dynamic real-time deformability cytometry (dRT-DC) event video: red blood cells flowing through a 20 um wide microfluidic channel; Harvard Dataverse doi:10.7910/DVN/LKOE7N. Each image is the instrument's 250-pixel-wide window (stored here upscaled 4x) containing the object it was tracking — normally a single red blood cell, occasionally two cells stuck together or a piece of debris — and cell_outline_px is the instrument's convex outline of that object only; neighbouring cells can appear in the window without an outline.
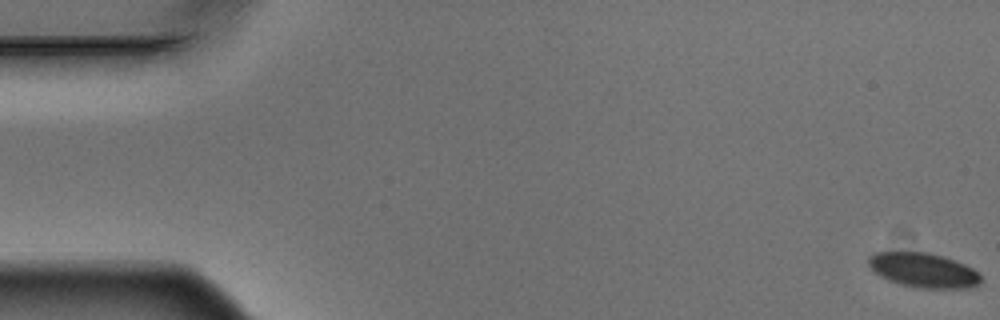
{"species": "Egyptian fruit bat (a non-hibernating species)", "species_latin": "Rousettus aegyptiacus", "temperature_condition": "warm", "stored_images_in_passage": 9, "segment_of_instrument_passage": [1, 2], "camera_frame_rate_fps": 3000, "um_per_image_px": 0.085, "animal": {"sex": "male"}, "frame": {"image": 1, "passage_image": 1, "time_ms": 0.0, "image_size_px": [1000, 320], "cell_outline_px": [[980, 284], [968, 288], [916, 288], [900, 284], [888, 280], [880, 276], [868, 264], [868, 256], [876, 252], [928, 252], [964, 264], [972, 268], [980, 276]], "centroid_in_image_um": [78.46, 22.97], "position_along_channel_um": 6.5, "area_um2": 22.43}}
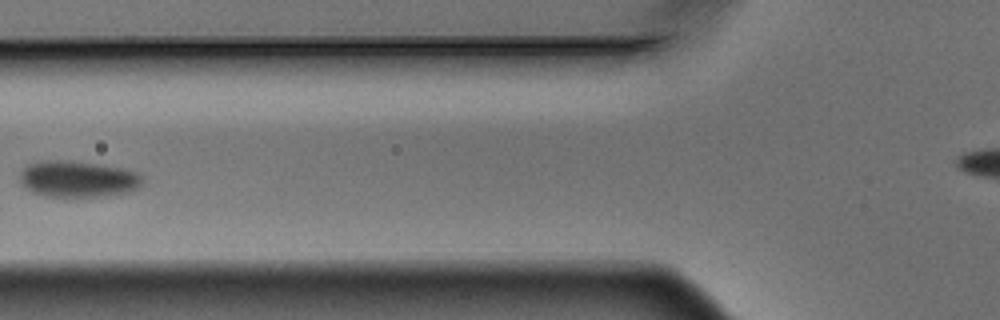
{"frame": {"image": 2, "passage_image": 7, "time_ms": 2.0, "image_size_px": [1000, 320], "cell_outline_px": [[144, 180], [140, 188], [128, 192], [100, 196], [44, 196], [32, 192], [24, 188], [20, 184], [20, 172], [28, 164], [40, 160], [64, 160], [96, 164], [120, 168], [136, 172], [144, 176]], "centroid_in_image_um": [6.6, 15.21], "position_along_channel_um": 119.2, "area_um2": 26.07}}
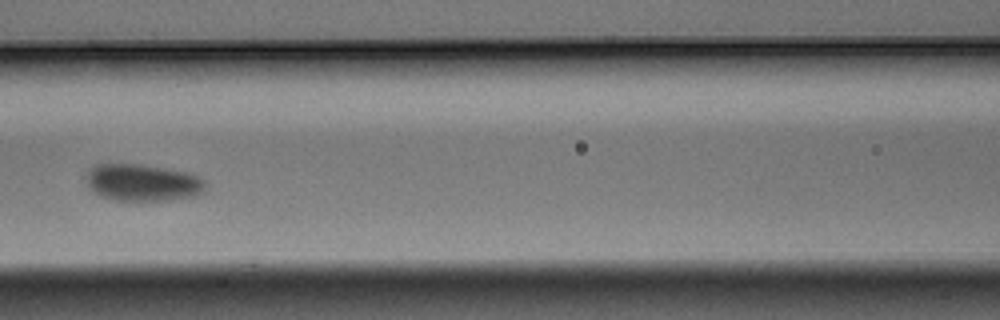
{"frame": {"image": 3, "passage_image": 8, "time_ms": 2.333, "image_size_px": [1000, 320], "cell_outline_px": [[204, 192], [196, 196], [168, 200], [116, 200], [100, 196], [88, 184], [88, 168], [96, 164], [140, 164], [164, 168], [184, 172], [196, 176], [204, 180]], "centroid_in_image_um": [12.13, 15.52], "position_along_channel_um": 154.5, "area_um2": 25.32}}